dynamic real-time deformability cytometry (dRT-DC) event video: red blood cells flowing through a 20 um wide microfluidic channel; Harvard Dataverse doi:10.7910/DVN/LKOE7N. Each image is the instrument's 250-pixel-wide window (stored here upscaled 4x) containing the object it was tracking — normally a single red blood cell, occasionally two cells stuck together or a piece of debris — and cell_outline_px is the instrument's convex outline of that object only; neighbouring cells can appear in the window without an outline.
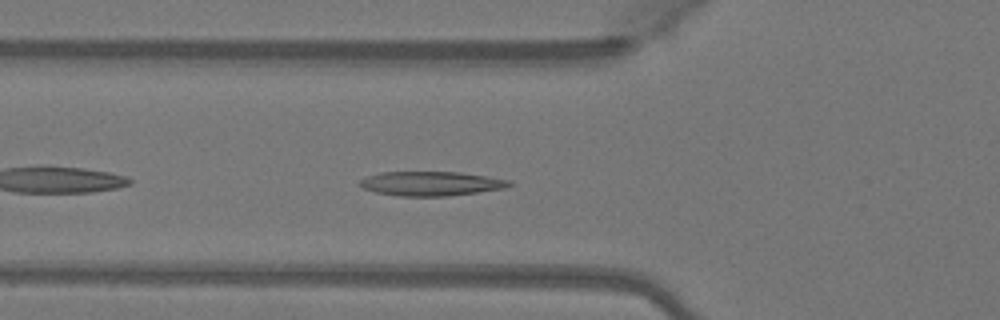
{"species": "Egyptian fruit bat (a non-hibernating species)", "species_latin": "Rousettus aegyptiacus", "temperature_condition": "warm", "stored_images_in_passage": 37, "camera_frame_rate_fps": 3000, "um_per_image_px": 0.085, "animal": {"sex": "female"}, "frame": {"image": 1, "passage_image": 5, "time_ms": 1.333, "image_size_px": [1000, 320], "cell_outline_px": [[512, 184], [504, 188], [448, 196], [400, 196], [376, 192], [364, 188], [356, 184], [360, 180], [368, 176], [380, 172], [460, 172], [512, 180]], "centroid_in_image_um": [36.62, 15.6], "position_along_channel_um": 89.2, "area_um2": 21.1}}
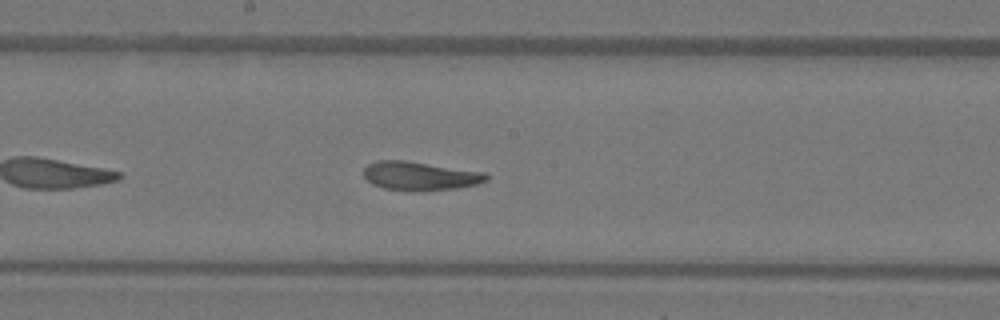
{"frame": {"image": 2, "passage_image": 14, "time_ms": 4.333, "image_size_px": [1000, 320], "cell_outline_px": [[488, 180], [476, 184], [456, 188], [384, 188], [372, 184], [364, 176], [364, 168], [368, 164], [376, 160], [404, 160], [484, 172], [488, 176]], "centroid_in_image_um": [35.68, 14.9], "position_along_channel_um": 212.5, "area_um2": 19.48}}
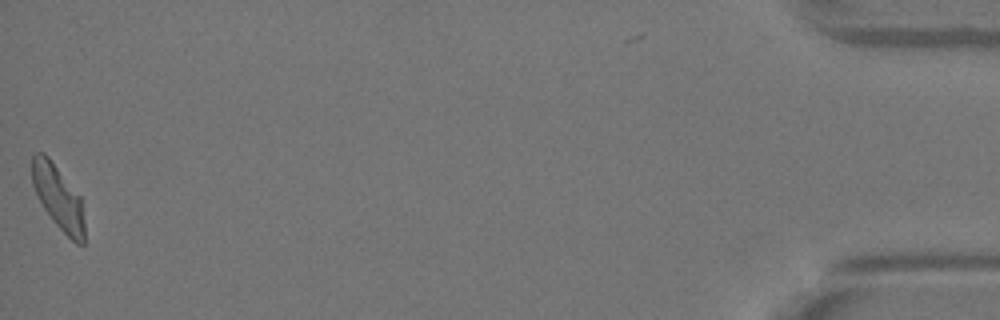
{"frame": {"image": 3, "passage_image": 37, "time_ms": 12.0, "image_size_px": [1000, 320], "cell_outline_px": [[84, 244], [76, 244], [52, 220], [44, 208], [32, 184], [32, 156], [36, 152], [44, 152], [48, 156], [80, 196], [84, 220]], "centroid_in_image_um": [4.95, 16.76], "position_along_channel_um": 430.3, "area_um2": 19.31}, "authors_computed_cell_mechanics": {"area_um2": 20.4034, "velocity_mm_per_s": 4.0945, "shape_relaxation_time_tau1_ms": 4.2709, "shape_relaxation_time_tau2_ms": 1.9755, "deformation_change_tau1": 0.1656, "deformation_change_tau2": 0.0967}}